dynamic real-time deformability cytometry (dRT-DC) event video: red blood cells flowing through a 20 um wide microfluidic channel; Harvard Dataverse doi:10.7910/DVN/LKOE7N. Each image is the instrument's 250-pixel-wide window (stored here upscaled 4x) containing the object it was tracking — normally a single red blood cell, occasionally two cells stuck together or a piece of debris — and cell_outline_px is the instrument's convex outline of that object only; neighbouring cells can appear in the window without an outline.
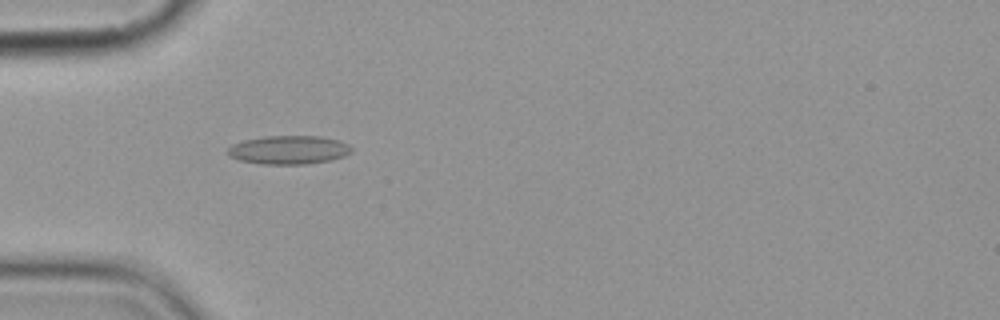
{"species": "common noctule bat (a hibernating species)", "species_latin": "Nyctalus noctula", "temperature_condition": "cold", "stored_images_in_passage": 6, "camera_frame_rate_fps": 3000, "um_per_image_px": 0.085, "animal": {"sex": "female", "body_mass_g": 19.9}, "frame": {"image": 1, "passage_image": 5, "time_ms": 4.667, "image_size_px": [1000, 320], "cell_outline_px": [[352, 152], [344, 156], [332, 160], [304, 164], [260, 164], [240, 160], [228, 156], [228, 148], [232, 144], [244, 140], [264, 136], [320, 136], [340, 140], [348, 144], [352, 148]], "centroid_in_image_um": [24.56, 12.74], "position_along_channel_um": 60.4, "area_um2": 20.75}}
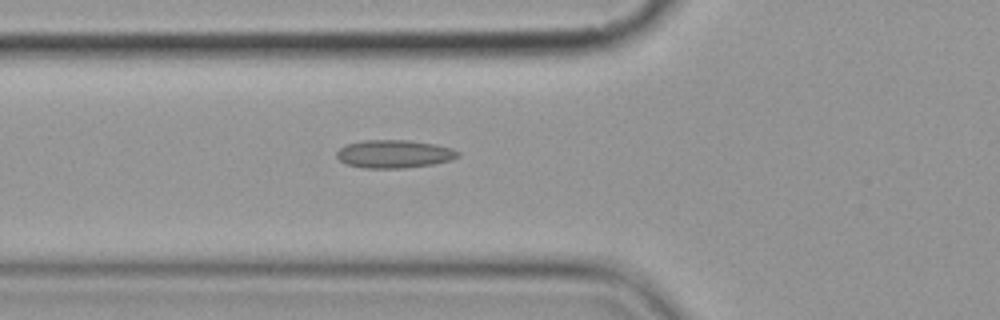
{"frame": {"image": 2, "passage_image": 6, "time_ms": 5.667, "image_size_px": [1000, 320], "cell_outline_px": [[460, 156], [448, 160], [432, 164], [404, 168], [364, 168], [348, 164], [340, 160], [336, 156], [336, 152], [340, 148], [348, 144], [364, 140], [408, 140], [436, 144], [452, 148], [460, 152]], "centroid_in_image_um": [33.51, 13.08], "position_along_channel_um": 92.3, "area_um2": 19.71}}